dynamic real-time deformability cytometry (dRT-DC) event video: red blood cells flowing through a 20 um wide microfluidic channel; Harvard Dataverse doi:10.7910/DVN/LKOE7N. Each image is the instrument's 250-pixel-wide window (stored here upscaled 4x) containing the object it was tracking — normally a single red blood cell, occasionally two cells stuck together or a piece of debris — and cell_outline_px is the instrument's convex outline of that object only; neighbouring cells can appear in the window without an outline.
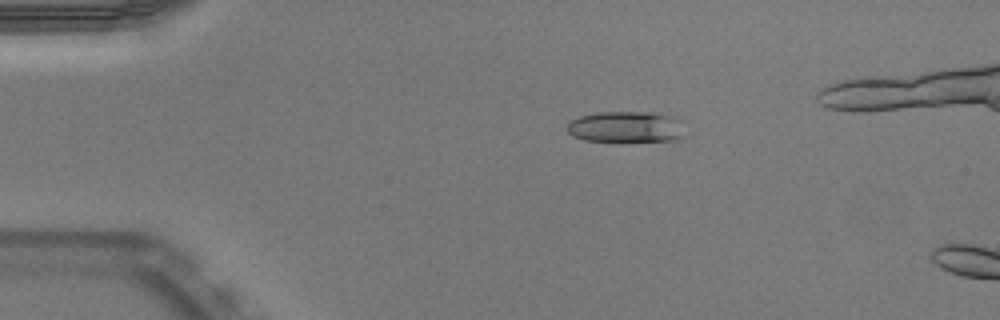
{"species": "Egyptian fruit bat (a non-hibernating species)", "species_latin": "Rousettus aegyptiacus", "temperature_condition": "warm", "stored_images_in_passage": 5, "camera_frame_rate_fps": 3000, "um_per_image_px": 0.085, "animal": {"sex": "male"}, "frame": {"image": 1, "passage_image": 1, "time_ms": 0.0, "image_size_px": [1000, 320], "cell_outline_px": [[688, 136], [676, 140], [584, 140], [572, 136], [568, 132], [568, 124], [572, 120], [580, 116], [596, 112], [652, 112], [676, 116], [684, 120]], "centroid_in_image_um": [53.36, 10.76], "position_along_channel_um": 31.6, "area_um2": 21.73}}